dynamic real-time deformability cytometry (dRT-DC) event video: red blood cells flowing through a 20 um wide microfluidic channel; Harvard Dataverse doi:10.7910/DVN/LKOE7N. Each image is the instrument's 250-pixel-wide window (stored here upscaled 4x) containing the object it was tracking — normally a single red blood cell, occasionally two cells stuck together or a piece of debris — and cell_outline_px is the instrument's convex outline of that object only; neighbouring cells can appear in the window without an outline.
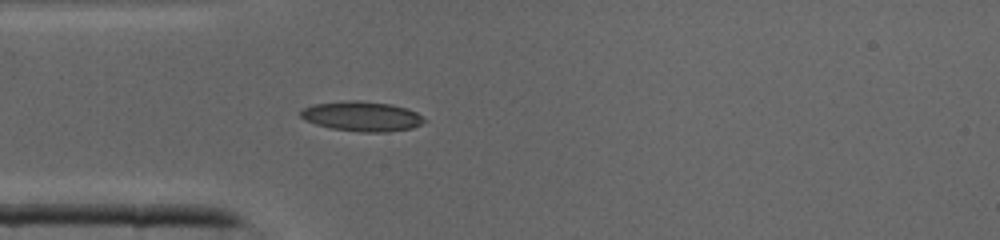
{"species": "common noctule bat (a hibernating species)", "species_latin": "Nyctalus noctula", "temperature_condition": "cold", "stored_images_in_passage": 31, "camera_frame_rate_fps": 3000, "um_per_image_px": 0.085, "animal": {"sex": "male", "body_mass_g": 19.0, "forearm_length_mm": 50.8}, "frame": {"image": 1, "passage_image": 1, "time_ms": 0.0, "image_size_px": [1000, 240], "cell_outline_px": [[428, 120], [412, 128], [388, 132], [360, 132], [332, 128], [316, 124], [304, 120], [300, 116], [300, 112], [304, 108], [312, 104], [352, 100], [356, 100], [392, 104], [408, 108], [416, 112]], "centroid_in_image_um": [30.78, 9.88], "position_along_channel_um": 54.2, "area_um2": 21.56}}
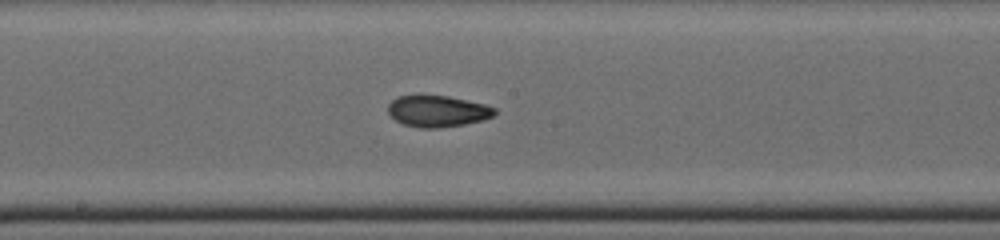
{"frame": {"image": 2, "passage_image": 11, "time_ms": 3.333, "image_size_px": [1000, 240], "cell_outline_px": [[496, 112], [492, 116], [480, 120], [464, 124], [436, 128], [420, 128], [404, 124], [396, 120], [388, 112], [388, 104], [396, 96], [448, 96], [484, 104], [496, 108]], "centroid_in_image_um": [37.17, 9.45], "position_along_channel_um": 211.0, "area_um2": 19.19}}
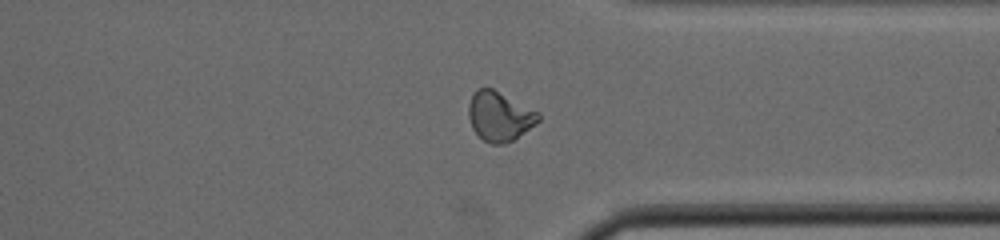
{"frame": {"image": 3, "passage_image": 21, "time_ms": 6.667, "image_size_px": [1000, 240], "cell_outline_px": [[540, 120], [536, 124], [512, 140], [504, 144], [492, 144], [484, 140], [472, 128], [468, 116], [468, 104], [472, 96], [480, 88], [492, 88], [540, 112]], "centroid_in_image_um": [42.47, 9.88], "position_along_channel_um": 368.9, "area_um2": 19.94}}